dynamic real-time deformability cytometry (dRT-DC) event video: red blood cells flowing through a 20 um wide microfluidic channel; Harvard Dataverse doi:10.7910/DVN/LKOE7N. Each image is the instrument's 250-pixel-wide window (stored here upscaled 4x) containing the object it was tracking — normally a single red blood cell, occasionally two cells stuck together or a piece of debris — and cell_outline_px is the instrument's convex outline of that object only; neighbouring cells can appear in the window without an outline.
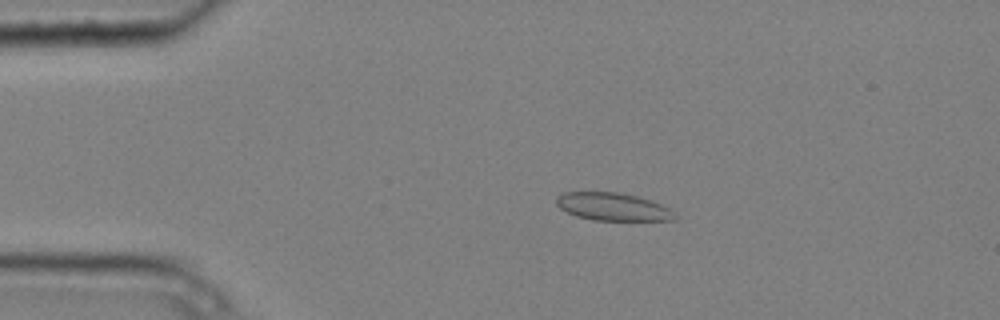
{"species": "common noctule bat (a hibernating species)", "species_latin": "Nyctalus noctula", "temperature_condition": "cold", "stored_images_in_passage": 4, "camera_frame_rate_fps": 3000, "um_per_image_px": 0.085, "animal": {"sex": "male", "body_mass_g": 20.4}, "frame": {"image": 1, "passage_image": 1, "time_ms": 0.0, "image_size_px": [1000, 320], "cell_outline_px": [[676, 220], [592, 220], [576, 216], [560, 208], [556, 204], [556, 196], [564, 192], [620, 192], [652, 200], [668, 208], [676, 216]], "centroid_in_image_um": [52.06, 17.57], "position_along_channel_um": 32.9, "area_um2": 19.13}}
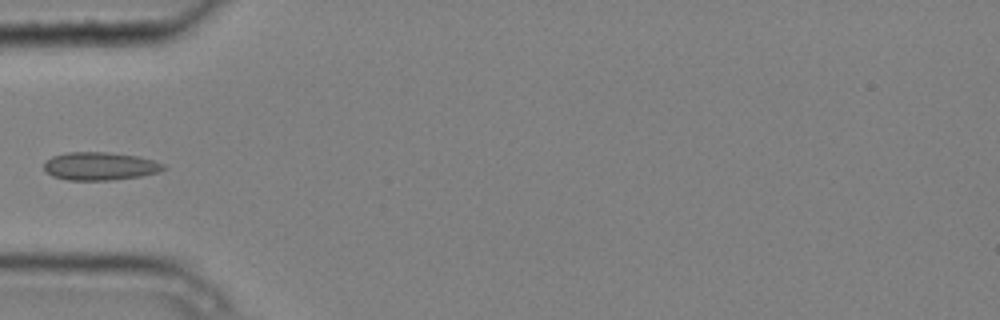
{"frame": {"image": 2, "passage_image": 3, "time_ms": 0.667, "image_size_px": [1000, 320], "cell_outline_px": [[168, 168], [160, 172], [140, 176], [108, 180], [68, 180], [52, 176], [44, 172], [44, 164], [52, 156], [64, 152], [108, 152], [136, 156], [152, 160], [164, 164]], "centroid_in_image_um": [8.48, 14.12], "position_along_channel_um": 76.5, "area_um2": 19.59}}
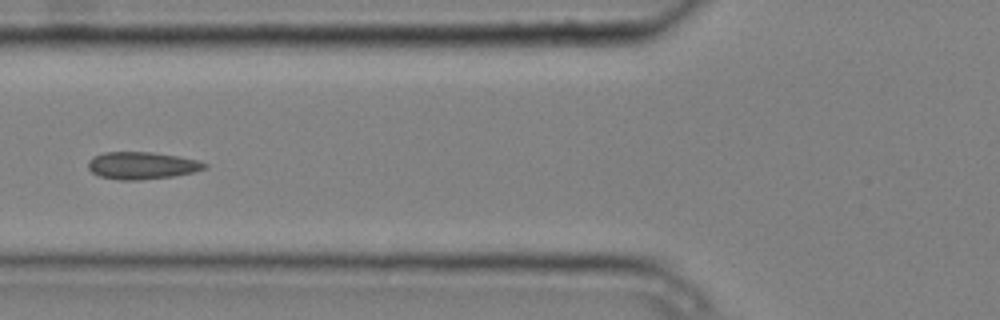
{"frame": {"image": 3, "passage_image": 4, "time_ms": 1.0, "image_size_px": [1000, 320], "cell_outline_px": [[208, 168], [192, 172], [172, 176], [140, 180], [120, 180], [100, 176], [92, 172], [88, 168], [88, 160], [92, 156], [104, 152], [152, 152], [180, 156], [196, 160], [208, 164]], "centroid_in_image_um": [12.05, 14.06], "position_along_channel_um": 113.8, "area_um2": 18.55}}